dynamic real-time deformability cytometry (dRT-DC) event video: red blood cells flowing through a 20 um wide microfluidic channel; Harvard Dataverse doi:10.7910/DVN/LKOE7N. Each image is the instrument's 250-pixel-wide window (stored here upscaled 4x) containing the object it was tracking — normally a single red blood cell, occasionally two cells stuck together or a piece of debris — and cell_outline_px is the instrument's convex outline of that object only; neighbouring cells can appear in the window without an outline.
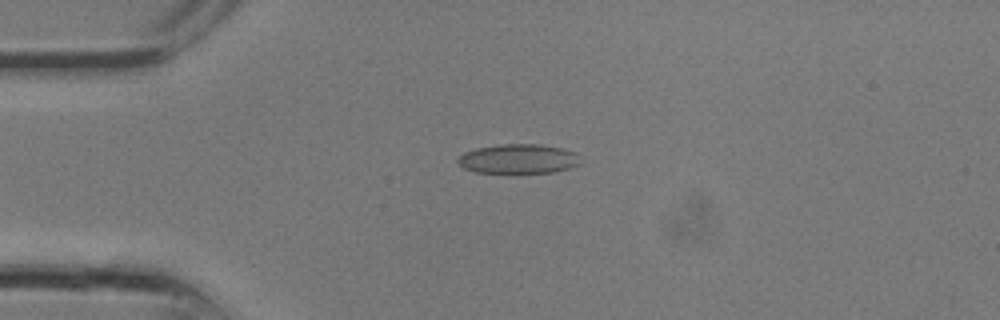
{"species": "common noctule bat (a hibernating species)", "species_latin": "Nyctalus noctula", "temperature_condition": "room temperature", "stored_images_in_passage": 14, "camera_frame_rate_fps": 3000, "um_per_image_px": 0.085, "animal": {"sex": "male", "body_mass_g": 13.3}, "frame": {"image": 1, "passage_image": 1, "time_ms": 0.0, "image_size_px": [1000, 320], "cell_outline_px": [[580, 164], [556, 172], [476, 172], [464, 168], [456, 160], [464, 152], [476, 148], [500, 144], [540, 144], [564, 148], [576, 152]], "centroid_in_image_um": [44.07, 13.49], "position_along_channel_um": 40.9, "area_um2": 20.92}}
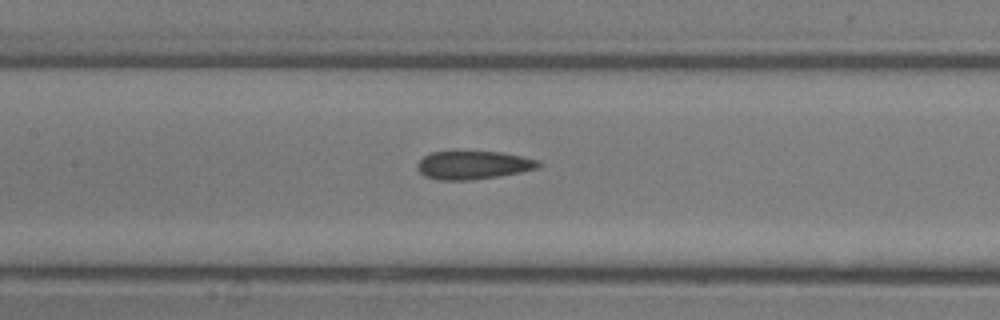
{"frame": {"image": 2, "passage_image": 7, "time_ms": 2.0, "image_size_px": [1000, 320], "cell_outline_px": [[544, 164], [536, 168], [520, 172], [500, 176], [472, 180], [440, 180], [424, 176], [416, 168], [416, 164], [424, 156], [432, 152], [500, 152], [540, 160]], "centroid_in_image_um": [40.23, 14.04], "position_along_channel_um": 167.2, "area_um2": 19.94}}
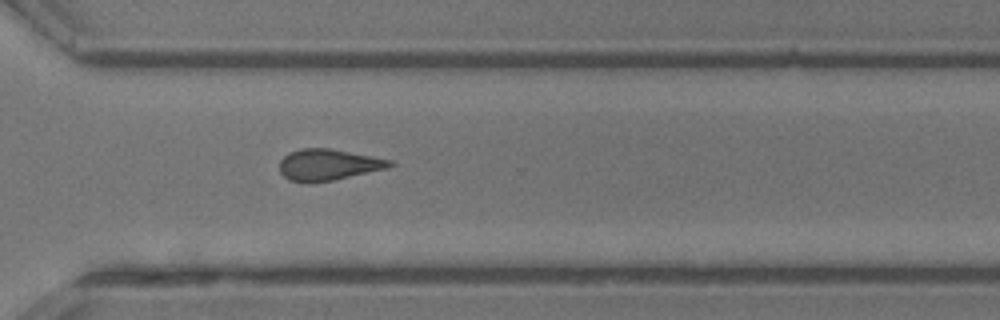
{"frame": {"image": 3, "passage_image": 14, "time_ms": 4.333, "image_size_px": [1000, 320], "cell_outline_px": [[396, 164], [388, 168], [332, 180], [312, 184], [304, 184], [288, 180], [280, 172], [280, 160], [288, 152], [300, 148], [328, 148], [392, 160]], "centroid_in_image_um": [27.86, 14.02], "position_along_channel_um": 342.7, "area_um2": 20.29}}